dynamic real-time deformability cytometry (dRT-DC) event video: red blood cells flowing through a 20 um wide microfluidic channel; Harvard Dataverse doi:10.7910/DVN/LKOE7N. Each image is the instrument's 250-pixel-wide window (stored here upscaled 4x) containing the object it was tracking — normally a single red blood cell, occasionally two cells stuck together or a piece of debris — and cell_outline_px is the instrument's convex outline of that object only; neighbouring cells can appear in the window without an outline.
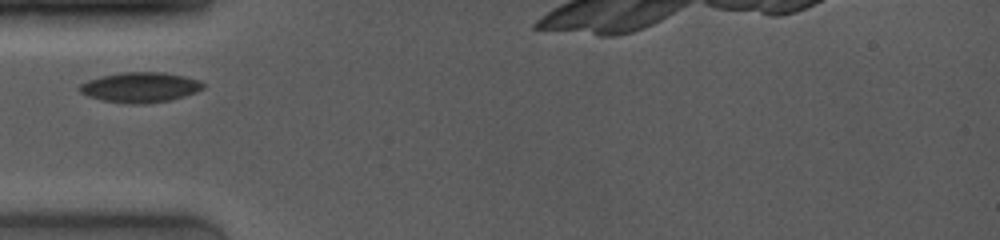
{"species": "common noctule bat (a hibernating species)", "species_latin": "Nyctalus noctula", "temperature_condition": "room temperature", "stored_images_in_passage": 2, "camera_frame_rate_fps": 4000, "um_per_image_px": 0.085, "animal": {"sex": "female", "body_mass_g": 19.0, "forearm_length_mm": 53.3}, "frame": {"image": 1, "passage_image": 1, "time_ms": 0.0, "image_size_px": [1000, 240], "cell_outline_px": [[204, 88], [196, 92], [184, 96], [168, 100], [148, 104], [128, 104], [104, 100], [88, 96], [80, 92], [80, 84], [88, 80], [100, 76], [120, 72], [160, 72], [184, 76], [200, 80], [204, 84]], "centroid_in_image_um": [11.92, 7.42], "position_along_channel_um": 73.1, "area_um2": 21.68}}